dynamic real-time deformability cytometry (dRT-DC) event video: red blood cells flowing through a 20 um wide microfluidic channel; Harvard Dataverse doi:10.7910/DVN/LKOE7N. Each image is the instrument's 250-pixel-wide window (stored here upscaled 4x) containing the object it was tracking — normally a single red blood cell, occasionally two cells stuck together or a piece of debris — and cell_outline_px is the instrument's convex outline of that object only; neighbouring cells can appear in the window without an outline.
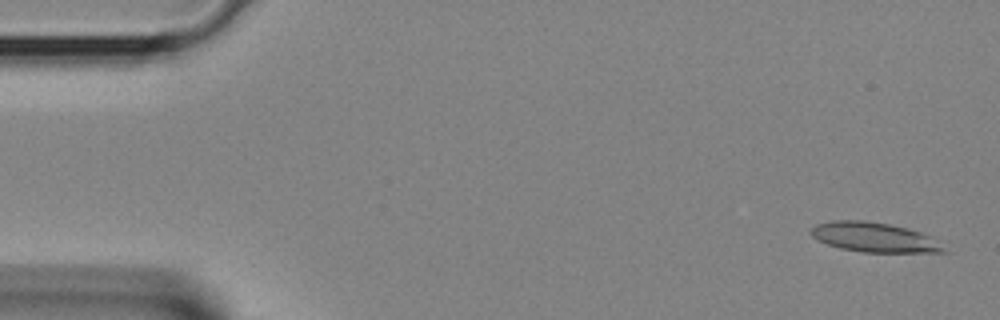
{"species": "Egyptian fruit bat (a non-hibernating species)", "species_latin": "Rousettus aegyptiacus", "temperature_condition": "room temperature", "stored_images_in_passage": 10, "camera_frame_rate_fps": 3000, "um_per_image_px": 0.085, "animal": {"sex": "female"}, "frame": {"image": 1, "passage_image": 2, "time_ms": 0.333, "image_size_px": [1000, 320], "cell_outline_px": [[948, 252], [864, 252], [840, 248], [828, 244], [812, 236], [812, 228], [816, 224], [832, 220], [864, 220], [888, 224], [908, 228], [932, 236]], "centroid_in_image_um": [74.33, 20.16], "position_along_channel_um": 10.7, "area_um2": 22.72}}